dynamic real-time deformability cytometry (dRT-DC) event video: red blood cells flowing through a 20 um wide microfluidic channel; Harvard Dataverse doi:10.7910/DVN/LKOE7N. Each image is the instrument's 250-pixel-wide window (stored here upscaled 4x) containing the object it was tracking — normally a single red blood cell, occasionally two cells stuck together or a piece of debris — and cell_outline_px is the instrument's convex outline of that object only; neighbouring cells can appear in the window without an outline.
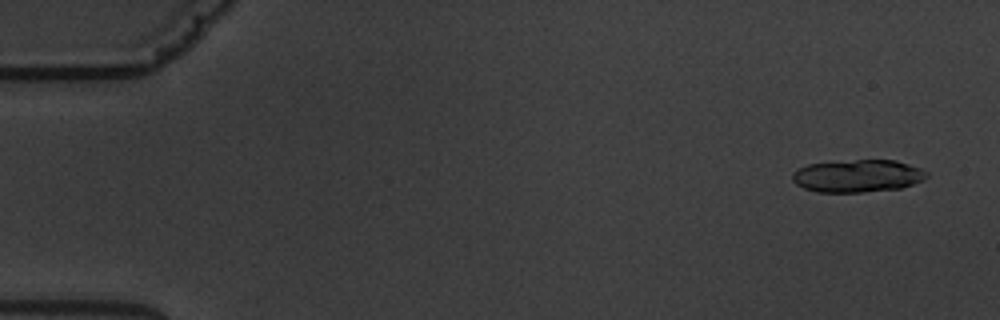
{"species": "common noctule bat (a hibernating species)", "species_latin": "Nyctalus noctula", "temperature_condition": "warm", "stored_images_in_passage": 5, "camera_frame_rate_fps": 3000, "um_per_image_px": 0.085, "animal": {"sex": "male", "body_mass_g": 19.5, "forearm_length_mm": 54.6}, "frame": {"image": 1, "passage_image": 1, "time_ms": 0.0, "image_size_px": [1000, 320], "cell_outline_px": [[928, 176], [924, 180], [900, 188], [860, 192], [816, 192], [804, 188], [796, 184], [792, 180], [792, 172], [808, 164], [856, 160], [896, 160], [920, 168], [928, 172]], "centroid_in_image_um": [72.9, 14.95], "position_along_channel_um": 12.1, "area_um2": 25.37}}